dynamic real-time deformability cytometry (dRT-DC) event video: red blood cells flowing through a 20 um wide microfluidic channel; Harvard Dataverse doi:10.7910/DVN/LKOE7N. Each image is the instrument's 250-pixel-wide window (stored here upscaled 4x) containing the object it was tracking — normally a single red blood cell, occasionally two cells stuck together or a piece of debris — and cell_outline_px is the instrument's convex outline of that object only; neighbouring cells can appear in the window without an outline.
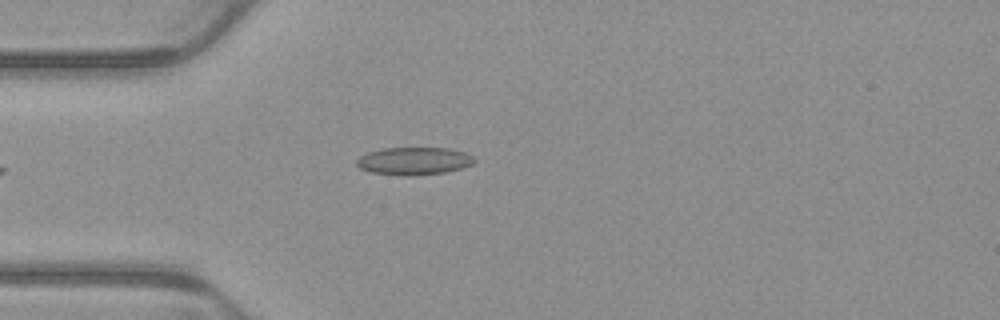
{"species": "common noctule bat (a hibernating species)", "species_latin": "Nyctalus noctula", "temperature_condition": "warm", "stored_images_in_passage": 3, "camera_frame_rate_fps": 3000, "um_per_image_px": 0.085, "animal": {"sex": "male", "body_mass_g": 23.1, "forearm_length_mm": 52.7}, "frame": {"image": 1, "passage_image": 1, "time_ms": 0.0, "image_size_px": [1000, 320], "cell_outline_px": [[476, 160], [472, 164], [464, 168], [444, 172], [408, 176], [372, 172], [360, 168], [356, 164], [356, 160], [360, 156], [368, 152], [384, 148], [448, 148], [468, 152]], "centroid_in_image_um": [35.22, 13.67], "position_along_channel_um": 49.8, "area_um2": 18.96}}